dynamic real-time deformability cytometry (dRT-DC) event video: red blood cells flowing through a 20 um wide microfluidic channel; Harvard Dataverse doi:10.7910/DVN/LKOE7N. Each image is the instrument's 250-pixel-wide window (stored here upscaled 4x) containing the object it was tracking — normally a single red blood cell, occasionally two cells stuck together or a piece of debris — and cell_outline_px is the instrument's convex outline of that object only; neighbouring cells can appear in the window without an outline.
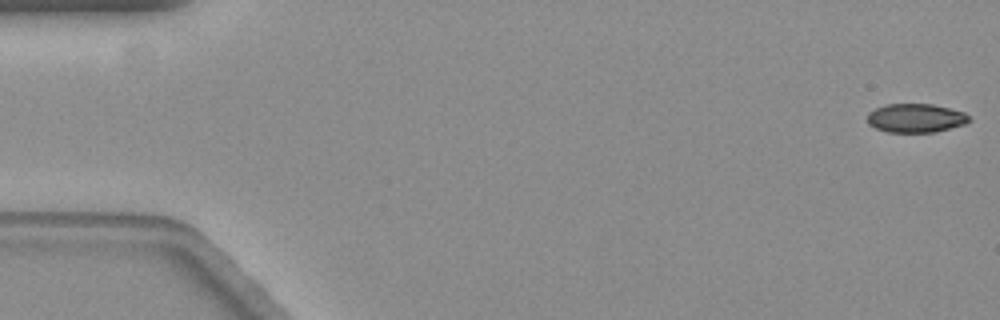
{"species": "common noctule bat (a hibernating species)", "species_latin": "Nyctalus noctula", "temperature_condition": "warm", "stored_images_in_passage": 10, "camera_frame_rate_fps": 3000, "um_per_image_px": 0.085, "animal": {"sex": "female", "body_mass_g": 19.3, "forearm_length_mm": 54.1}, "frame": {"image": 1, "passage_image": 1, "time_ms": 0.0, "image_size_px": [1000, 320], "cell_outline_px": [[968, 120], [964, 124], [932, 132], [888, 132], [876, 128], [868, 124], [868, 112], [884, 104], [932, 104], [964, 112], [968, 116]], "centroid_in_image_um": [77.78, 10.03], "position_along_channel_um": 7.2, "area_um2": 16.82}}